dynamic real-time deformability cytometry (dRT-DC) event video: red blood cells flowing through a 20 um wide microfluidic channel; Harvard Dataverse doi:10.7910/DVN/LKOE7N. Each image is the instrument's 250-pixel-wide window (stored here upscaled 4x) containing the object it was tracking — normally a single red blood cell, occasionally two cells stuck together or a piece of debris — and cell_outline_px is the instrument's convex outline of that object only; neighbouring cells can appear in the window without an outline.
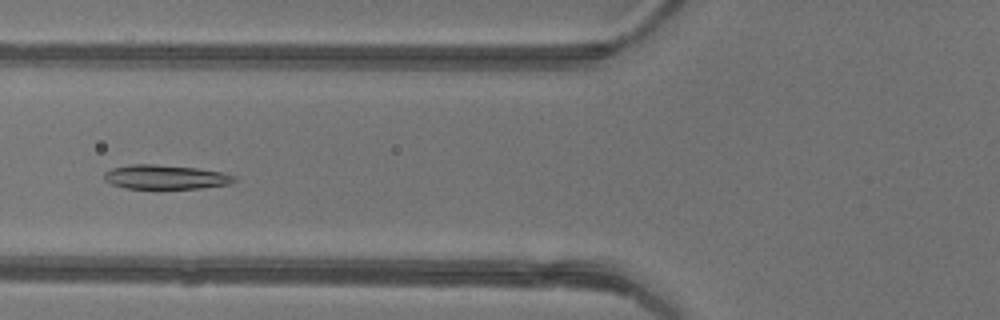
{"species": "common noctule bat (a hibernating species)", "species_latin": "Nyctalus noctula", "temperature_condition": "warm", "stored_images_in_passage": 37, "camera_frame_rate_fps": 3000, "um_per_image_px": 0.085, "animal": {"sex": "female"}, "frame": {"image": 1, "passage_image": 9, "time_ms": 2.667, "image_size_px": [1000, 320], "cell_outline_px": [[236, 180], [232, 184], [200, 188], [124, 188], [112, 184], [104, 180], [104, 172], [112, 168], [128, 164], [152, 164], [196, 168], [224, 172], [236, 176]], "centroid_in_image_um": [14.08, 15.04], "position_along_channel_um": 111.7, "area_um2": 18.44}}
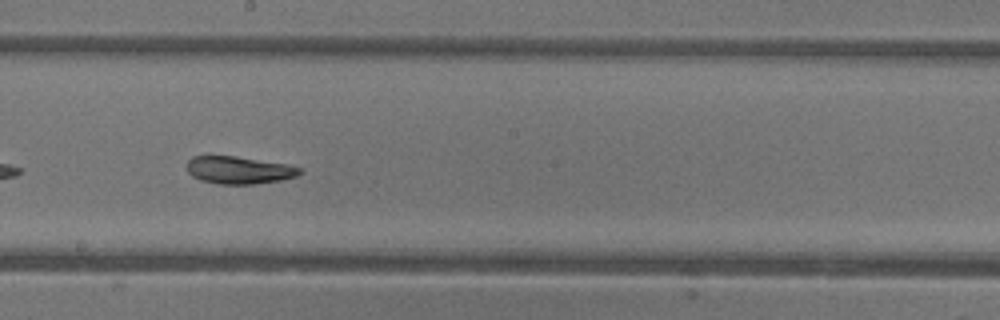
{"frame": {"image": 2, "passage_image": 17, "time_ms": 5.333, "image_size_px": [1000, 320], "cell_outline_px": [[300, 172], [296, 176], [280, 180], [252, 184], [220, 184], [200, 180], [192, 176], [188, 172], [188, 160], [192, 156], [208, 152], [236, 156], [288, 164], [300, 168]], "centroid_in_image_um": [20.21, 14.41], "position_along_channel_um": 228.0, "area_um2": 18.55}}
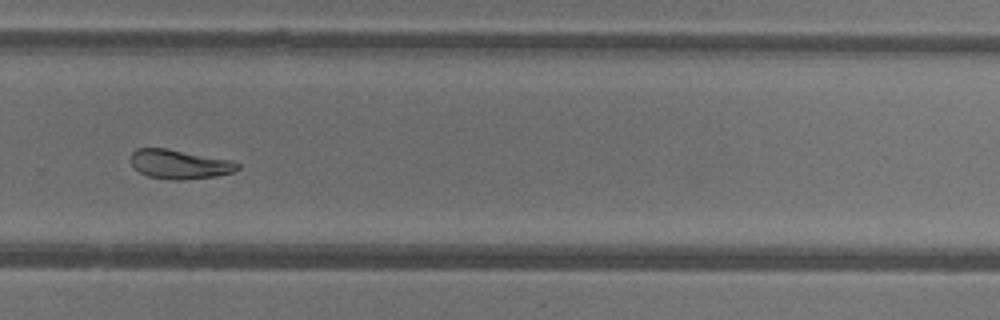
{"frame": {"image": 3, "passage_image": 23, "time_ms": 7.333, "image_size_px": [1000, 320], "cell_outline_px": [[240, 168], [232, 172], [216, 176], [184, 180], [172, 180], [148, 176], [140, 172], [132, 164], [132, 152], [136, 148], [168, 148], [232, 160], [240, 164]], "centroid_in_image_um": [15.29, 13.95], "position_along_channel_um": 314.5, "area_um2": 18.21}, "authors_computed_cell_mechanics": {"area_um2": 18.9006, "velocity_mm_per_s": 4.3468, "shape_relaxation_time_tau1_ms": 4.0685, "shape_relaxation_time_tau2_ms": 3.0666, "deformation_change_tau1": 0.1436, "deformation_change_tau2": 0.0953}}